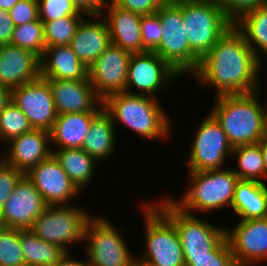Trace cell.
<instances>
[{
  "label": "cell",
  "instance_id": "cell-30",
  "mask_svg": "<svg viewBox=\"0 0 267 266\" xmlns=\"http://www.w3.org/2000/svg\"><path fill=\"white\" fill-rule=\"evenodd\" d=\"M233 157L238 167L232 169L239 180H256L265 183V167L260 142L233 148Z\"/></svg>",
  "mask_w": 267,
  "mask_h": 266
},
{
  "label": "cell",
  "instance_id": "cell-15",
  "mask_svg": "<svg viewBox=\"0 0 267 266\" xmlns=\"http://www.w3.org/2000/svg\"><path fill=\"white\" fill-rule=\"evenodd\" d=\"M12 102L25 114L32 128L52 129L58 114L46 79L40 77L13 89Z\"/></svg>",
  "mask_w": 267,
  "mask_h": 266
},
{
  "label": "cell",
  "instance_id": "cell-34",
  "mask_svg": "<svg viewBox=\"0 0 267 266\" xmlns=\"http://www.w3.org/2000/svg\"><path fill=\"white\" fill-rule=\"evenodd\" d=\"M0 266H25L20 229L0 226Z\"/></svg>",
  "mask_w": 267,
  "mask_h": 266
},
{
  "label": "cell",
  "instance_id": "cell-43",
  "mask_svg": "<svg viewBox=\"0 0 267 266\" xmlns=\"http://www.w3.org/2000/svg\"><path fill=\"white\" fill-rule=\"evenodd\" d=\"M74 5L87 15L101 14L109 0H71Z\"/></svg>",
  "mask_w": 267,
  "mask_h": 266
},
{
  "label": "cell",
  "instance_id": "cell-38",
  "mask_svg": "<svg viewBox=\"0 0 267 266\" xmlns=\"http://www.w3.org/2000/svg\"><path fill=\"white\" fill-rule=\"evenodd\" d=\"M24 173L0 157V211Z\"/></svg>",
  "mask_w": 267,
  "mask_h": 266
},
{
  "label": "cell",
  "instance_id": "cell-3",
  "mask_svg": "<svg viewBox=\"0 0 267 266\" xmlns=\"http://www.w3.org/2000/svg\"><path fill=\"white\" fill-rule=\"evenodd\" d=\"M102 105L116 129L118 122L146 140L168 141L172 136L169 114L156 98L121 92L106 97Z\"/></svg>",
  "mask_w": 267,
  "mask_h": 266
},
{
  "label": "cell",
  "instance_id": "cell-44",
  "mask_svg": "<svg viewBox=\"0 0 267 266\" xmlns=\"http://www.w3.org/2000/svg\"><path fill=\"white\" fill-rule=\"evenodd\" d=\"M71 252H66L64 254V256L55 264L51 265V266H91L89 263V260L87 258V260H78L77 258L75 259L73 256L71 257Z\"/></svg>",
  "mask_w": 267,
  "mask_h": 266
},
{
  "label": "cell",
  "instance_id": "cell-9",
  "mask_svg": "<svg viewBox=\"0 0 267 266\" xmlns=\"http://www.w3.org/2000/svg\"><path fill=\"white\" fill-rule=\"evenodd\" d=\"M91 217L85 227L86 257L91 266H136L137 257L123 238V227L100 216ZM121 229V230H120Z\"/></svg>",
  "mask_w": 267,
  "mask_h": 266
},
{
  "label": "cell",
  "instance_id": "cell-37",
  "mask_svg": "<svg viewBox=\"0 0 267 266\" xmlns=\"http://www.w3.org/2000/svg\"><path fill=\"white\" fill-rule=\"evenodd\" d=\"M162 30L160 18L156 12L141 16L142 44L146 51L154 52L160 46Z\"/></svg>",
  "mask_w": 267,
  "mask_h": 266
},
{
  "label": "cell",
  "instance_id": "cell-20",
  "mask_svg": "<svg viewBox=\"0 0 267 266\" xmlns=\"http://www.w3.org/2000/svg\"><path fill=\"white\" fill-rule=\"evenodd\" d=\"M41 77L40 57L11 43L0 45V86L11 90Z\"/></svg>",
  "mask_w": 267,
  "mask_h": 266
},
{
  "label": "cell",
  "instance_id": "cell-33",
  "mask_svg": "<svg viewBox=\"0 0 267 266\" xmlns=\"http://www.w3.org/2000/svg\"><path fill=\"white\" fill-rule=\"evenodd\" d=\"M32 129L25 114L12 101L0 113V143L3 145Z\"/></svg>",
  "mask_w": 267,
  "mask_h": 266
},
{
  "label": "cell",
  "instance_id": "cell-11",
  "mask_svg": "<svg viewBox=\"0 0 267 266\" xmlns=\"http://www.w3.org/2000/svg\"><path fill=\"white\" fill-rule=\"evenodd\" d=\"M186 163L189 172L222 169L232 158L233 147L220 123L209 113L199 124ZM225 164V165H224Z\"/></svg>",
  "mask_w": 267,
  "mask_h": 266
},
{
  "label": "cell",
  "instance_id": "cell-39",
  "mask_svg": "<svg viewBox=\"0 0 267 266\" xmlns=\"http://www.w3.org/2000/svg\"><path fill=\"white\" fill-rule=\"evenodd\" d=\"M8 13L15 26L37 20L39 18L38 0H19Z\"/></svg>",
  "mask_w": 267,
  "mask_h": 266
},
{
  "label": "cell",
  "instance_id": "cell-25",
  "mask_svg": "<svg viewBox=\"0 0 267 266\" xmlns=\"http://www.w3.org/2000/svg\"><path fill=\"white\" fill-rule=\"evenodd\" d=\"M116 132L110 115L102 109L92 119L89 130L84 138L82 149L98 163L100 161H107L110 156H113L114 149H116V139L118 137Z\"/></svg>",
  "mask_w": 267,
  "mask_h": 266
},
{
  "label": "cell",
  "instance_id": "cell-48",
  "mask_svg": "<svg viewBox=\"0 0 267 266\" xmlns=\"http://www.w3.org/2000/svg\"><path fill=\"white\" fill-rule=\"evenodd\" d=\"M267 84V83H266ZM267 94V93H266ZM263 103H266V104H264L265 106H264V111H265V118H266V124H267V100H266V102H263Z\"/></svg>",
  "mask_w": 267,
  "mask_h": 266
},
{
  "label": "cell",
  "instance_id": "cell-23",
  "mask_svg": "<svg viewBox=\"0 0 267 266\" xmlns=\"http://www.w3.org/2000/svg\"><path fill=\"white\" fill-rule=\"evenodd\" d=\"M41 62L44 79L85 80L89 68L84 65L69 45L46 47Z\"/></svg>",
  "mask_w": 267,
  "mask_h": 266
},
{
  "label": "cell",
  "instance_id": "cell-28",
  "mask_svg": "<svg viewBox=\"0 0 267 266\" xmlns=\"http://www.w3.org/2000/svg\"><path fill=\"white\" fill-rule=\"evenodd\" d=\"M52 154L81 192L95 178L98 162L82 148L52 150Z\"/></svg>",
  "mask_w": 267,
  "mask_h": 266
},
{
  "label": "cell",
  "instance_id": "cell-19",
  "mask_svg": "<svg viewBox=\"0 0 267 266\" xmlns=\"http://www.w3.org/2000/svg\"><path fill=\"white\" fill-rule=\"evenodd\" d=\"M51 87L58 115L100 112L102 100L96 95L89 77L85 80L46 79Z\"/></svg>",
  "mask_w": 267,
  "mask_h": 266
},
{
  "label": "cell",
  "instance_id": "cell-6",
  "mask_svg": "<svg viewBox=\"0 0 267 266\" xmlns=\"http://www.w3.org/2000/svg\"><path fill=\"white\" fill-rule=\"evenodd\" d=\"M142 204L145 243L144 255L137 256L143 266H185L180 238L175 225L152 203ZM141 257V258H140Z\"/></svg>",
  "mask_w": 267,
  "mask_h": 266
},
{
  "label": "cell",
  "instance_id": "cell-2",
  "mask_svg": "<svg viewBox=\"0 0 267 266\" xmlns=\"http://www.w3.org/2000/svg\"><path fill=\"white\" fill-rule=\"evenodd\" d=\"M260 90L218 95L213 99L210 113L222 126L233 148L259 143L267 135L264 103L259 98Z\"/></svg>",
  "mask_w": 267,
  "mask_h": 266
},
{
  "label": "cell",
  "instance_id": "cell-14",
  "mask_svg": "<svg viewBox=\"0 0 267 266\" xmlns=\"http://www.w3.org/2000/svg\"><path fill=\"white\" fill-rule=\"evenodd\" d=\"M132 52L110 44L89 67L88 77L96 95L106 97L125 92Z\"/></svg>",
  "mask_w": 267,
  "mask_h": 266
},
{
  "label": "cell",
  "instance_id": "cell-46",
  "mask_svg": "<svg viewBox=\"0 0 267 266\" xmlns=\"http://www.w3.org/2000/svg\"><path fill=\"white\" fill-rule=\"evenodd\" d=\"M260 146L265 167V179L267 180V135L260 141Z\"/></svg>",
  "mask_w": 267,
  "mask_h": 266
},
{
  "label": "cell",
  "instance_id": "cell-1",
  "mask_svg": "<svg viewBox=\"0 0 267 266\" xmlns=\"http://www.w3.org/2000/svg\"><path fill=\"white\" fill-rule=\"evenodd\" d=\"M262 66L233 25L200 61L192 78L205 88L213 86L216 96L253 93L262 84L259 79Z\"/></svg>",
  "mask_w": 267,
  "mask_h": 266
},
{
  "label": "cell",
  "instance_id": "cell-18",
  "mask_svg": "<svg viewBox=\"0 0 267 266\" xmlns=\"http://www.w3.org/2000/svg\"><path fill=\"white\" fill-rule=\"evenodd\" d=\"M5 146L0 157L24 174L52 154L50 133L44 129L33 128L13 138Z\"/></svg>",
  "mask_w": 267,
  "mask_h": 266
},
{
  "label": "cell",
  "instance_id": "cell-40",
  "mask_svg": "<svg viewBox=\"0 0 267 266\" xmlns=\"http://www.w3.org/2000/svg\"><path fill=\"white\" fill-rule=\"evenodd\" d=\"M226 16L234 23L244 13L267 3V0H221Z\"/></svg>",
  "mask_w": 267,
  "mask_h": 266
},
{
  "label": "cell",
  "instance_id": "cell-17",
  "mask_svg": "<svg viewBox=\"0 0 267 266\" xmlns=\"http://www.w3.org/2000/svg\"><path fill=\"white\" fill-rule=\"evenodd\" d=\"M46 206L42 195L24 174L0 211V226L30 229Z\"/></svg>",
  "mask_w": 267,
  "mask_h": 266
},
{
  "label": "cell",
  "instance_id": "cell-5",
  "mask_svg": "<svg viewBox=\"0 0 267 266\" xmlns=\"http://www.w3.org/2000/svg\"><path fill=\"white\" fill-rule=\"evenodd\" d=\"M182 15L190 50L200 61L234 25L219 0H182Z\"/></svg>",
  "mask_w": 267,
  "mask_h": 266
},
{
  "label": "cell",
  "instance_id": "cell-45",
  "mask_svg": "<svg viewBox=\"0 0 267 266\" xmlns=\"http://www.w3.org/2000/svg\"><path fill=\"white\" fill-rule=\"evenodd\" d=\"M12 101V90L4 86H0V113Z\"/></svg>",
  "mask_w": 267,
  "mask_h": 266
},
{
  "label": "cell",
  "instance_id": "cell-12",
  "mask_svg": "<svg viewBox=\"0 0 267 266\" xmlns=\"http://www.w3.org/2000/svg\"><path fill=\"white\" fill-rule=\"evenodd\" d=\"M178 77L182 78L156 52L132 53L125 93L159 99L157 93Z\"/></svg>",
  "mask_w": 267,
  "mask_h": 266
},
{
  "label": "cell",
  "instance_id": "cell-31",
  "mask_svg": "<svg viewBox=\"0 0 267 266\" xmlns=\"http://www.w3.org/2000/svg\"><path fill=\"white\" fill-rule=\"evenodd\" d=\"M10 43L32 51L41 58L46 48L43 22L38 18L15 26Z\"/></svg>",
  "mask_w": 267,
  "mask_h": 266
},
{
  "label": "cell",
  "instance_id": "cell-26",
  "mask_svg": "<svg viewBox=\"0 0 267 266\" xmlns=\"http://www.w3.org/2000/svg\"><path fill=\"white\" fill-rule=\"evenodd\" d=\"M231 209L242 220L266 218L267 184L256 180H239Z\"/></svg>",
  "mask_w": 267,
  "mask_h": 266
},
{
  "label": "cell",
  "instance_id": "cell-47",
  "mask_svg": "<svg viewBox=\"0 0 267 266\" xmlns=\"http://www.w3.org/2000/svg\"><path fill=\"white\" fill-rule=\"evenodd\" d=\"M19 0H0V8L4 11L9 12L12 7H14Z\"/></svg>",
  "mask_w": 267,
  "mask_h": 266
},
{
  "label": "cell",
  "instance_id": "cell-36",
  "mask_svg": "<svg viewBox=\"0 0 267 266\" xmlns=\"http://www.w3.org/2000/svg\"><path fill=\"white\" fill-rule=\"evenodd\" d=\"M39 19L52 21L66 16H86L71 0H38Z\"/></svg>",
  "mask_w": 267,
  "mask_h": 266
},
{
  "label": "cell",
  "instance_id": "cell-10",
  "mask_svg": "<svg viewBox=\"0 0 267 266\" xmlns=\"http://www.w3.org/2000/svg\"><path fill=\"white\" fill-rule=\"evenodd\" d=\"M76 205H47L29 230L70 252L69 245L84 243L85 227L93 216L86 208Z\"/></svg>",
  "mask_w": 267,
  "mask_h": 266
},
{
  "label": "cell",
  "instance_id": "cell-16",
  "mask_svg": "<svg viewBox=\"0 0 267 266\" xmlns=\"http://www.w3.org/2000/svg\"><path fill=\"white\" fill-rule=\"evenodd\" d=\"M25 175L47 205H73L75 197L82 193L53 154L32 167Z\"/></svg>",
  "mask_w": 267,
  "mask_h": 266
},
{
  "label": "cell",
  "instance_id": "cell-7",
  "mask_svg": "<svg viewBox=\"0 0 267 266\" xmlns=\"http://www.w3.org/2000/svg\"><path fill=\"white\" fill-rule=\"evenodd\" d=\"M158 201L151 202L175 225L184 257L208 256L226 237V227L203 220L200 215L198 217L184 212L172 201L170 195H165Z\"/></svg>",
  "mask_w": 267,
  "mask_h": 266
},
{
  "label": "cell",
  "instance_id": "cell-32",
  "mask_svg": "<svg viewBox=\"0 0 267 266\" xmlns=\"http://www.w3.org/2000/svg\"><path fill=\"white\" fill-rule=\"evenodd\" d=\"M86 16H66L52 21H42L46 47L70 45L81 20Z\"/></svg>",
  "mask_w": 267,
  "mask_h": 266
},
{
  "label": "cell",
  "instance_id": "cell-8",
  "mask_svg": "<svg viewBox=\"0 0 267 266\" xmlns=\"http://www.w3.org/2000/svg\"><path fill=\"white\" fill-rule=\"evenodd\" d=\"M162 26L160 46L156 52L180 76H191L200 60L192 53L183 24L182 0H167L156 11Z\"/></svg>",
  "mask_w": 267,
  "mask_h": 266
},
{
  "label": "cell",
  "instance_id": "cell-13",
  "mask_svg": "<svg viewBox=\"0 0 267 266\" xmlns=\"http://www.w3.org/2000/svg\"><path fill=\"white\" fill-rule=\"evenodd\" d=\"M226 237L238 266H261L267 262V217L238 221L226 228Z\"/></svg>",
  "mask_w": 267,
  "mask_h": 266
},
{
  "label": "cell",
  "instance_id": "cell-21",
  "mask_svg": "<svg viewBox=\"0 0 267 266\" xmlns=\"http://www.w3.org/2000/svg\"><path fill=\"white\" fill-rule=\"evenodd\" d=\"M110 44L108 27L101 14H88L78 25L69 46L89 68Z\"/></svg>",
  "mask_w": 267,
  "mask_h": 266
},
{
  "label": "cell",
  "instance_id": "cell-29",
  "mask_svg": "<svg viewBox=\"0 0 267 266\" xmlns=\"http://www.w3.org/2000/svg\"><path fill=\"white\" fill-rule=\"evenodd\" d=\"M25 266H51L66 253L60 246L42 240L31 230L20 229Z\"/></svg>",
  "mask_w": 267,
  "mask_h": 266
},
{
  "label": "cell",
  "instance_id": "cell-35",
  "mask_svg": "<svg viewBox=\"0 0 267 266\" xmlns=\"http://www.w3.org/2000/svg\"><path fill=\"white\" fill-rule=\"evenodd\" d=\"M185 266H238L225 237L208 256L184 257Z\"/></svg>",
  "mask_w": 267,
  "mask_h": 266
},
{
  "label": "cell",
  "instance_id": "cell-22",
  "mask_svg": "<svg viewBox=\"0 0 267 266\" xmlns=\"http://www.w3.org/2000/svg\"><path fill=\"white\" fill-rule=\"evenodd\" d=\"M101 16L107 24L111 44L132 53L147 52L142 44L141 15L108 2Z\"/></svg>",
  "mask_w": 267,
  "mask_h": 266
},
{
  "label": "cell",
  "instance_id": "cell-24",
  "mask_svg": "<svg viewBox=\"0 0 267 266\" xmlns=\"http://www.w3.org/2000/svg\"><path fill=\"white\" fill-rule=\"evenodd\" d=\"M99 112H81L58 115L50 133L51 150L82 148L92 119ZM54 148V149H52Z\"/></svg>",
  "mask_w": 267,
  "mask_h": 266
},
{
  "label": "cell",
  "instance_id": "cell-27",
  "mask_svg": "<svg viewBox=\"0 0 267 266\" xmlns=\"http://www.w3.org/2000/svg\"><path fill=\"white\" fill-rule=\"evenodd\" d=\"M234 26L243 34L257 59L267 66V3L244 13Z\"/></svg>",
  "mask_w": 267,
  "mask_h": 266
},
{
  "label": "cell",
  "instance_id": "cell-42",
  "mask_svg": "<svg viewBox=\"0 0 267 266\" xmlns=\"http://www.w3.org/2000/svg\"><path fill=\"white\" fill-rule=\"evenodd\" d=\"M14 29L9 13L0 8V45L10 43Z\"/></svg>",
  "mask_w": 267,
  "mask_h": 266
},
{
  "label": "cell",
  "instance_id": "cell-41",
  "mask_svg": "<svg viewBox=\"0 0 267 266\" xmlns=\"http://www.w3.org/2000/svg\"><path fill=\"white\" fill-rule=\"evenodd\" d=\"M167 0H109L115 6L130 10L139 15L155 13Z\"/></svg>",
  "mask_w": 267,
  "mask_h": 266
},
{
  "label": "cell",
  "instance_id": "cell-4",
  "mask_svg": "<svg viewBox=\"0 0 267 266\" xmlns=\"http://www.w3.org/2000/svg\"><path fill=\"white\" fill-rule=\"evenodd\" d=\"M187 190L181 198L172 201L184 212L197 215L195 212H213L232 208L235 186L239 181L233 169H215L207 171L188 172ZM194 212V213H193Z\"/></svg>",
  "mask_w": 267,
  "mask_h": 266
}]
</instances>
